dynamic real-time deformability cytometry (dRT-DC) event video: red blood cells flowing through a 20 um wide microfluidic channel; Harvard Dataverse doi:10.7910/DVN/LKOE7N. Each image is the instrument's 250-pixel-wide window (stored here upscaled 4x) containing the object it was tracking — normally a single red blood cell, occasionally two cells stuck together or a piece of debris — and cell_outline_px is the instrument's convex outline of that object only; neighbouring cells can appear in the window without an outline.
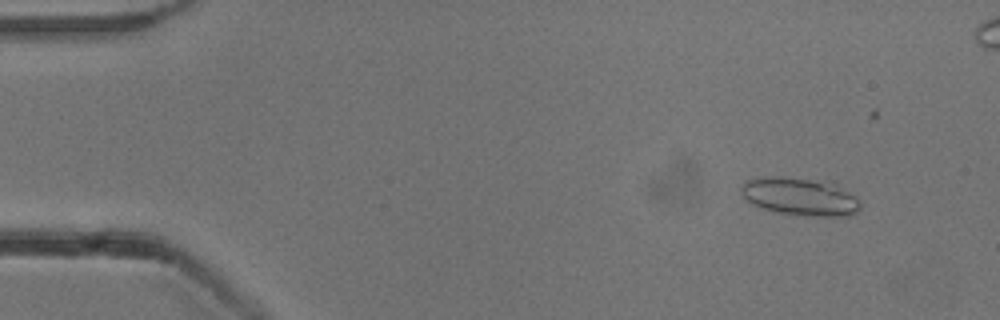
{"species": "common noctule bat (a hibernating species)", "species_latin": "Nyctalus noctula", "temperature_condition": "cold", "stored_images_in_passage": 35, "camera_frame_rate_fps": 3000, "um_per_image_px": 0.085, "animal": {"sex": "male", "body_mass_g": 13.3}, "frame": {"image": 1, "passage_image": 1, "time_ms": 0.0, "image_size_px": [1000, 320], "cell_outline_px": [[860, 208], [856, 212], [848, 216], [804, 216], [772, 212], [760, 208], [752, 204], [740, 192], [740, 188], [744, 180], [764, 176], [776, 176], [808, 180], [836, 184], [860, 200]], "centroid_in_image_um": [67.94, 16.73], "position_along_channel_um": 17.1, "area_um2": 26.3}}
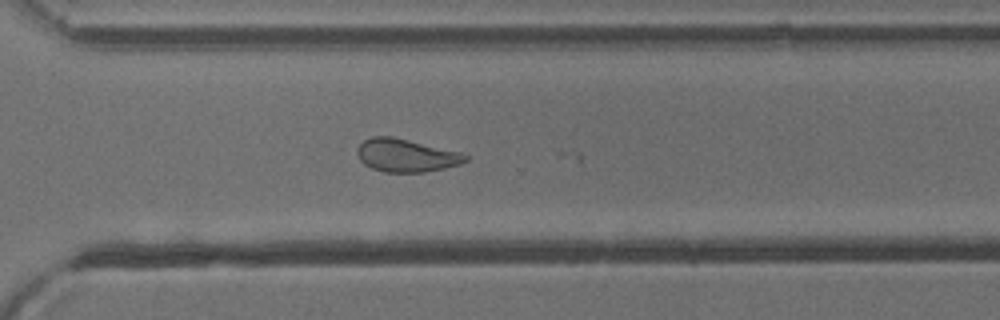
{"frame": {"image": 2, "passage_image": 34, "time_ms": 11.0, "image_size_px": [1000, 320], "cell_outline_px": [[472, 156], [468, 160], [460, 164], [444, 168], [424, 172], [384, 172], [372, 168], [364, 164], [360, 160], [356, 152], [356, 148], [364, 140], [372, 136], [392, 136], [460, 152]], "centroid_in_image_um": [34.52, 13.21], "position_along_channel_um": 336.1, "area_um2": 20.87}}